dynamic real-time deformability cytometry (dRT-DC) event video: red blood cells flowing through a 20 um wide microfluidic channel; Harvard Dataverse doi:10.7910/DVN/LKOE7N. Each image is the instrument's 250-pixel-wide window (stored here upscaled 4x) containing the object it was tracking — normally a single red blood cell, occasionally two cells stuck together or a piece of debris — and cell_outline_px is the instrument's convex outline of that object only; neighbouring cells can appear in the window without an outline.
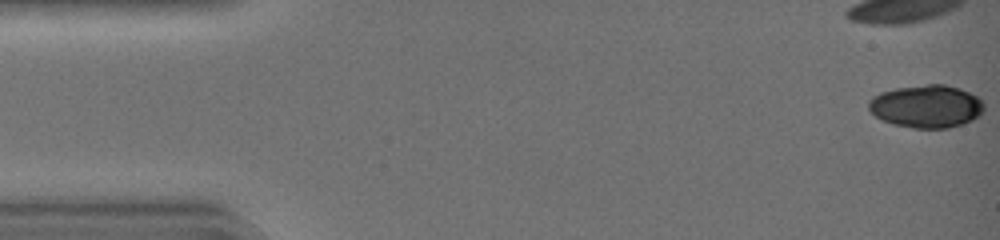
{"species": "common noctule bat (a hibernating species)", "species_latin": "Nyctalus noctula", "temperature_condition": "warm", "stored_images_in_passage": 40, "camera_frame_rate_fps": 3000, "um_per_image_px": 0.085, "animal": {"sex": "female", "body_mass_g": 19.0, "forearm_length_mm": 51.5}, "frame": {"image": 1, "passage_image": 1, "time_ms": 0.0, "image_size_px": [1000, 240], "cell_outline_px": [[984, 108], [972, 120], [948, 128], [916, 128], [896, 124], [884, 120], [876, 116], [868, 108], [868, 100], [872, 96], [880, 92], [896, 88], [928, 84], [944, 84], [960, 88], [976, 96], [984, 104]], "centroid_in_image_um": [78.72, 9.02], "position_along_channel_um": 6.3, "area_um2": 28.44}}